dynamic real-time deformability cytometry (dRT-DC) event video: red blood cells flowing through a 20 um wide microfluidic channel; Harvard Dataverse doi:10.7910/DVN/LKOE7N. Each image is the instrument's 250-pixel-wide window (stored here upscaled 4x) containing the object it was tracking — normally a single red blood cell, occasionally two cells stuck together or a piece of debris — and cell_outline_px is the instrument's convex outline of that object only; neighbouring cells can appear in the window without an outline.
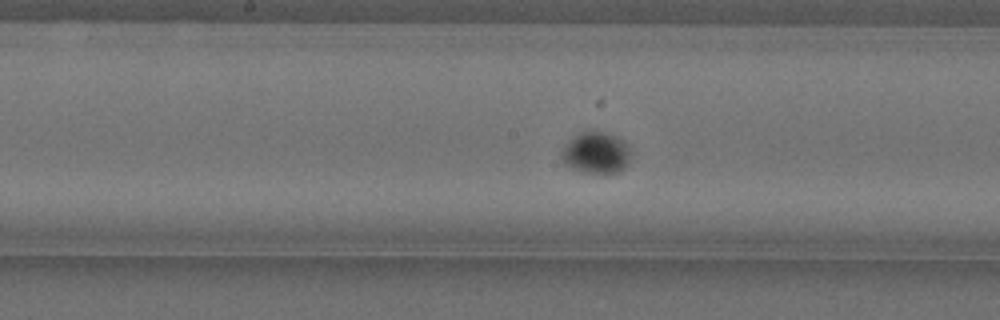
{"species": "Egyptian fruit bat (a non-hibernating species)", "species_latin": "Rousettus aegyptiacus", "temperature_condition": "cold", "stored_images_in_passage": 46, "camera_frame_rate_fps": 3000, "um_per_image_px": 0.085, "animal": {"sex": "female"}, "frame": {"image": 1, "passage_image": 18, "time_ms": 5.667, "image_size_px": [1000, 320], "cell_outline_px": [[628, 160], [624, 168], [620, 172], [584, 172], [572, 168], [564, 164], [560, 156], [560, 152], [564, 144], [580, 132], [604, 132], [616, 136], [624, 140], [628, 144]], "centroid_in_image_um": [50.62, 12.98], "position_along_channel_um": 197.6, "area_um2": 16.53}}
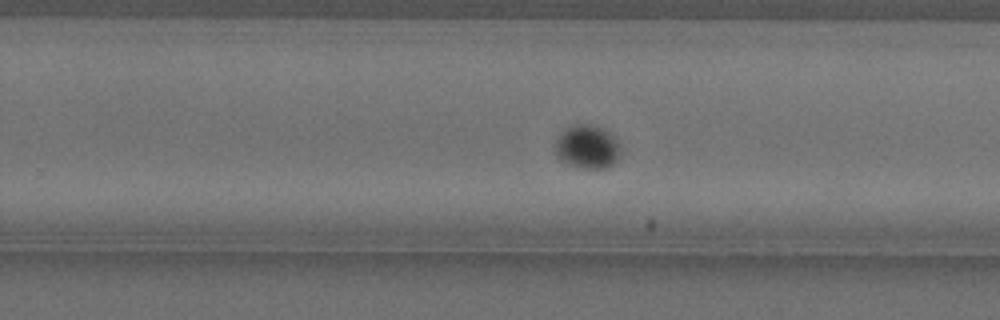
{"frame": {"image": 2, "passage_image": 25, "time_ms": 8.0, "image_size_px": [1000, 320], "cell_outline_px": [[620, 156], [608, 168], [580, 168], [568, 164], [560, 160], [556, 156], [556, 140], [560, 132], [564, 128], [576, 124], [592, 124], [604, 128], [620, 144]], "centroid_in_image_um": [49.91, 12.47], "position_along_channel_um": 279.9, "area_um2": 16.76}}
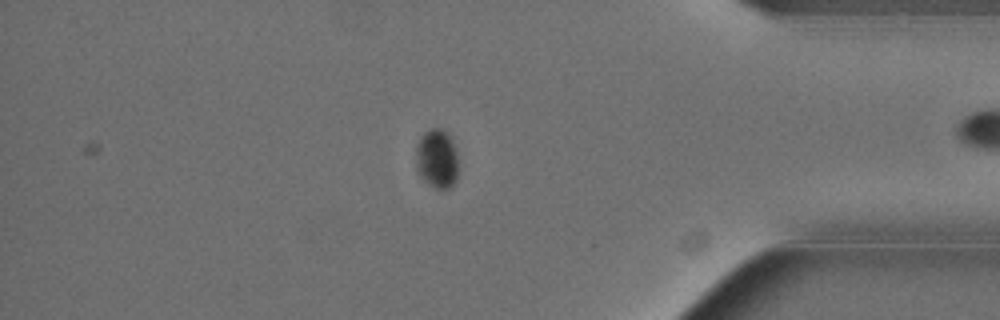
{"frame": {"image": 3, "passage_image": 37, "time_ms": 12.0, "image_size_px": [1000, 320], "cell_outline_px": [[460, 160], [456, 180], [448, 188], [436, 188], [428, 184], [420, 176], [416, 168], [416, 144], [420, 136], [424, 132], [432, 128], [440, 128], [448, 132], [452, 136]], "centroid_in_image_um": [37.17, 13.45], "position_along_channel_um": 398.0, "area_um2": 15.2}}